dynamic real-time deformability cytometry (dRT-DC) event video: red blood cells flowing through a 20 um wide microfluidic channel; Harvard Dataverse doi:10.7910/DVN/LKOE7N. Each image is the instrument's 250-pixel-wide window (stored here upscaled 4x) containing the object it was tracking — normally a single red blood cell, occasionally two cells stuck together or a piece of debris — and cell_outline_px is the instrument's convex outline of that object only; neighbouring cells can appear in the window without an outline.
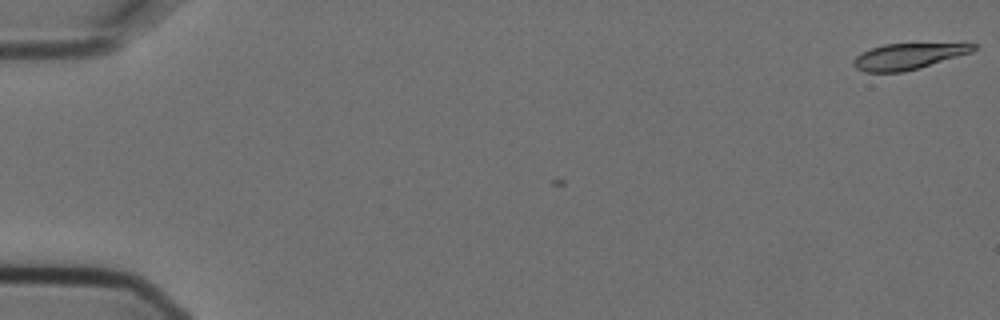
{"species": "Egyptian fruit bat (a non-hibernating species)", "species_latin": "Rousettus aegyptiacus", "temperature_condition": "cold", "stored_images_in_passage": 2, "camera_frame_rate_fps": 3000, "um_per_image_px": 0.085, "animal": {"sex": "female"}, "frame": {"image": 1, "passage_image": 2, "time_ms": 0.333, "image_size_px": [1000, 320], "cell_outline_px": [[976, 48], [972, 52], [920, 68], [904, 72], [864, 72], [856, 68], [852, 64], [852, 60], [856, 56], [872, 48], [884, 44], [976, 44]], "centroid_in_image_um": [77.15, 4.81], "position_along_channel_um": 7.8, "area_um2": 17.92}}